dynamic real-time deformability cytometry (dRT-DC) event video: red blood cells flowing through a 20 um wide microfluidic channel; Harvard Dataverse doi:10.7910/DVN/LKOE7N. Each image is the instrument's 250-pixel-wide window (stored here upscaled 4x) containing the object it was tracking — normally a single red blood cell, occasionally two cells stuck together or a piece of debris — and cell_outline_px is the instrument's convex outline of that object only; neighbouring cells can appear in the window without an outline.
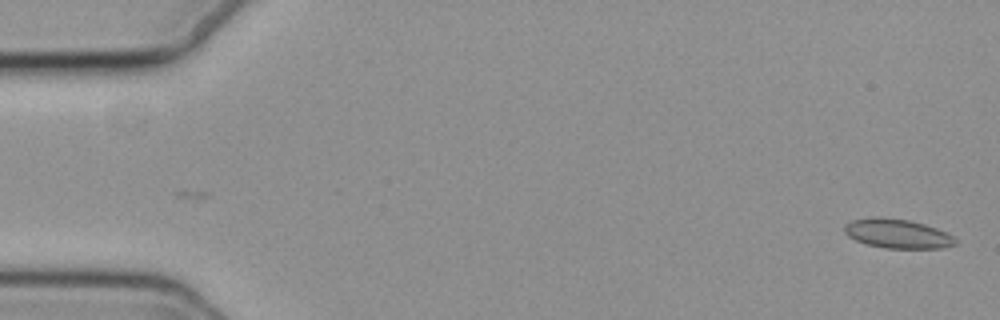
{"species": "common noctule bat (a hibernating species)", "species_latin": "Nyctalus noctula", "temperature_condition": "cold", "stored_images_in_passage": 9, "camera_frame_rate_fps": 3000, "um_per_image_px": 0.085, "animal": {"sex": "female", "body_mass_g": 19.3, "forearm_length_mm": 54.1}, "frame": {"image": 1, "passage_image": 1, "time_ms": 0.0, "image_size_px": [1000, 320], "cell_outline_px": [[956, 244], [944, 248], [884, 248], [868, 244], [856, 240], [848, 236], [844, 232], [844, 224], [852, 220], [872, 216], [880, 216], [908, 220], [924, 224], [936, 228], [952, 236], [956, 240]], "centroid_in_image_um": [76.24, 19.85], "position_along_channel_um": 8.8, "area_um2": 18.9}}